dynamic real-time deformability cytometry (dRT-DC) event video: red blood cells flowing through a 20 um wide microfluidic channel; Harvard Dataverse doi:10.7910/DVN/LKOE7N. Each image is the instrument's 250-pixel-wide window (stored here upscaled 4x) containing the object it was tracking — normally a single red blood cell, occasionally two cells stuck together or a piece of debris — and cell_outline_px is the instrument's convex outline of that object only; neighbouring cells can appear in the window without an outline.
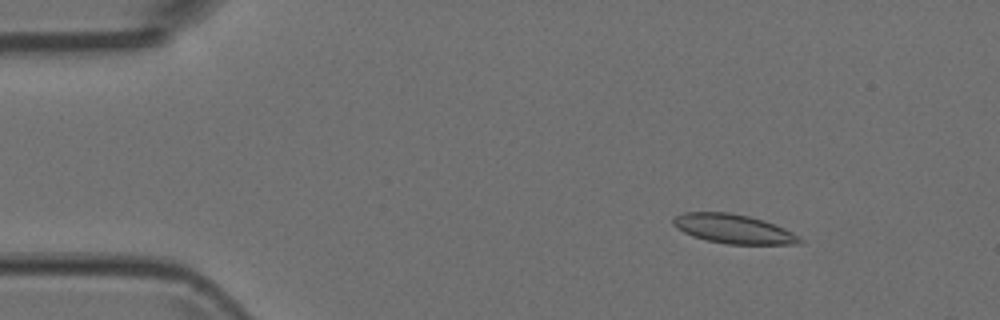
{"species": "Egyptian fruit bat (a non-hibernating species)", "species_latin": "Rousettus aegyptiacus", "temperature_condition": "room temperature", "stored_images_in_passage": 5, "camera_frame_rate_fps": 3000, "um_per_image_px": 0.085, "animal": {"sex": "female"}, "frame": {"image": 1, "passage_image": 2, "time_ms": 0.333, "image_size_px": [1000, 320], "cell_outline_px": [[804, 244], [728, 244], [708, 240], [692, 236], [676, 228], [672, 224], [672, 220], [676, 216], [684, 212], [728, 212], [748, 216], [764, 220], [776, 224], [800, 236], [804, 240]], "centroid_in_image_um": [62.38, 19.46], "position_along_channel_um": 22.6, "area_um2": 21.62}}